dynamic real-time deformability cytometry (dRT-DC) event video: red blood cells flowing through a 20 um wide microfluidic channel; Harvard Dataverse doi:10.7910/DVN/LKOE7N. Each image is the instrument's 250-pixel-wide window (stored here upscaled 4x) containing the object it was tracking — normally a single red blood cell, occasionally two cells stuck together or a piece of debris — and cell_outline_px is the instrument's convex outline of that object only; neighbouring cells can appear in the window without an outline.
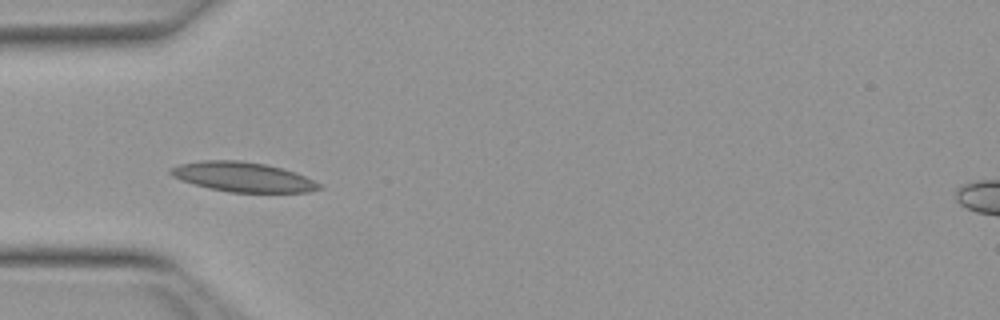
{"species": "Egyptian fruit bat (a non-hibernating species)", "species_latin": "Rousettus aegyptiacus", "temperature_condition": "warm", "stored_images_in_passage": 15, "camera_frame_rate_fps": 3000, "um_per_image_px": 0.085, "animal": {"sex": "female"}, "frame": {"image": 1, "passage_image": 5, "time_ms": 1.333, "image_size_px": [1000, 320], "cell_outline_px": [[324, 188], [308, 192], [228, 192], [208, 188], [172, 176], [168, 172], [168, 168], [180, 164], [200, 160], [240, 160], [264, 164], [284, 168], [296, 172], [320, 184]], "centroid_in_image_um": [20.64, 15.03], "position_along_channel_um": 64.4, "area_um2": 25.66}}